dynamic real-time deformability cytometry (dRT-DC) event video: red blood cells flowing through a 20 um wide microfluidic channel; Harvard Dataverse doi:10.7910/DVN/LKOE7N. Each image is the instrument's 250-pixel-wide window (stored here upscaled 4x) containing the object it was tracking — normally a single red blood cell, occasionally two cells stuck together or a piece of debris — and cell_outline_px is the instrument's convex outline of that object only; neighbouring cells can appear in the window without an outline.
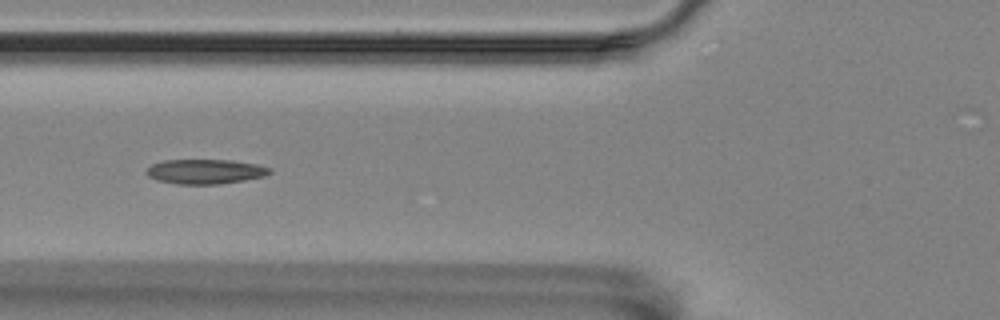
{"species": "Egyptian fruit bat (a non-hibernating species)", "species_latin": "Rousettus aegyptiacus", "temperature_condition": "room temperature", "stored_images_in_passage": 42, "camera_frame_rate_fps": 3000, "um_per_image_px": 0.085, "animal": {"sex": "female"}, "frame": {"image": 1, "passage_image": 7, "time_ms": 2.0, "image_size_px": [1000, 320], "cell_outline_px": [[272, 172], [264, 176], [244, 180], [220, 184], [176, 184], [156, 180], [148, 176], [144, 172], [152, 164], [164, 160], [232, 160], [256, 164], [272, 168]], "centroid_in_image_um": [17.44, 14.58], "position_along_channel_um": 108.4, "area_um2": 17.8}}
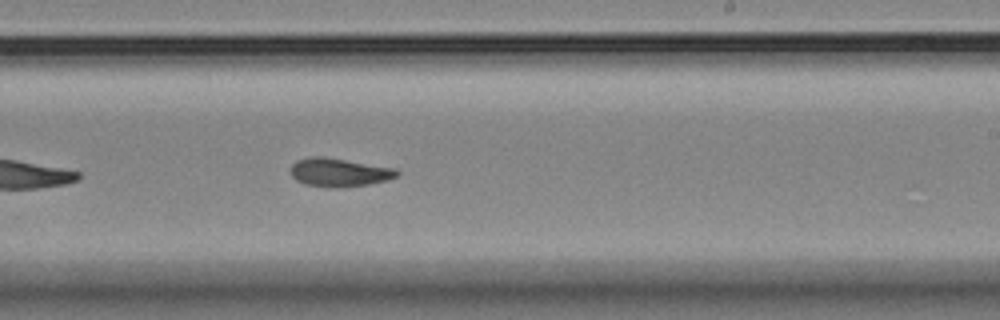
{"frame": {"image": 2, "passage_image": 20, "time_ms": 6.333, "image_size_px": [1000, 320], "cell_outline_px": [[400, 172], [396, 176], [388, 180], [368, 184], [340, 188], [328, 188], [308, 184], [296, 180], [292, 176], [292, 164], [296, 160], [312, 156], [324, 156], [396, 168]], "centroid_in_image_um": [28.85, 14.65], "position_along_channel_um": 260.2, "area_um2": 17.69}}
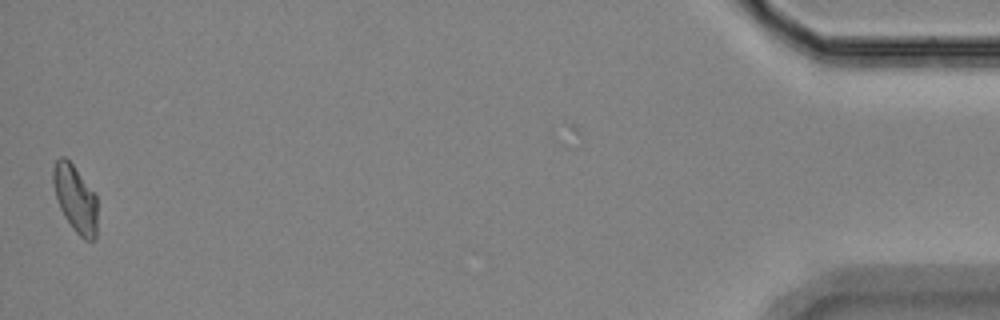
{"frame": {"image": 3, "passage_image": 42, "time_ms": 13.667, "image_size_px": [1000, 320], "cell_outline_px": [[96, 240], [84, 240], [72, 228], [64, 216], [60, 208], [56, 196], [52, 180], [52, 172], [56, 160], [60, 156], [64, 156], [72, 164], [96, 196]], "centroid_in_image_um": [6.38, 16.9], "position_along_channel_um": 428.8, "area_um2": 16.99}, "authors_computed_cell_mechanics": {"area_um2": 17.3111, "velocity_mm_per_s": 3.499, "shape_relaxation_time_tau1_ms": 4.7605, "shape_relaxation_time_tau2_ms": 2.1602, "deformation_change_tau1": 0.1118, "deformation_change_tau2": 0.0833}}